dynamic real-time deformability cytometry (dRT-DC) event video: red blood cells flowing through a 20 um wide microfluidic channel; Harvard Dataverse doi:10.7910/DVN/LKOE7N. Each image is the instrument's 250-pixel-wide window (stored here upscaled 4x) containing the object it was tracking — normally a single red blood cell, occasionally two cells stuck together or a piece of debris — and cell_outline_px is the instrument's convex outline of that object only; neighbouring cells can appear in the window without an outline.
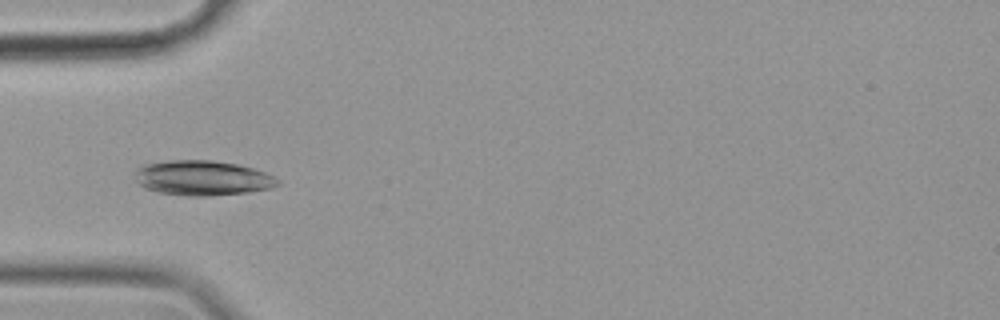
{"species": "common noctule bat (a hibernating species)", "species_latin": "Nyctalus noctula", "temperature_condition": "cold", "stored_images_in_passage": 21, "camera_frame_rate_fps": 3000, "um_per_image_px": 0.085, "animal": {"sex": "female", "body_mass_g": 19.9}, "frame": {"image": 1, "passage_image": 4, "time_ms": 1.0, "image_size_px": [1000, 320], "cell_outline_px": [[280, 184], [272, 188], [248, 192], [212, 196], [184, 196], [160, 192], [144, 188], [136, 180], [136, 168], [140, 164], [168, 160], [212, 160], [240, 164], [264, 172], [280, 180]], "centroid_in_image_um": [17.2, 15.12], "position_along_channel_um": 67.8, "area_um2": 29.36}}
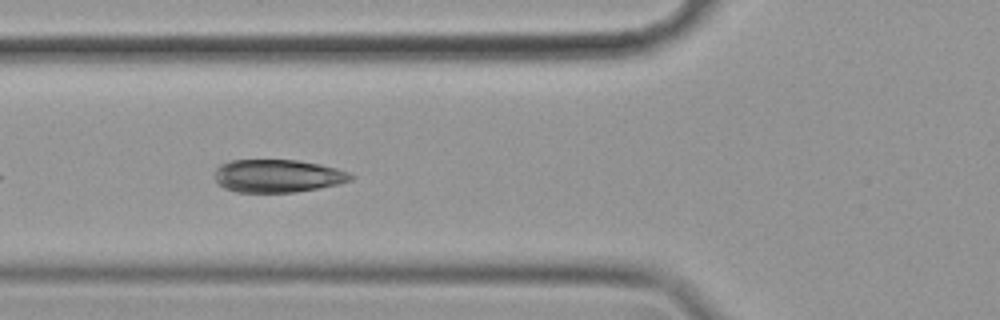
{"frame": {"image": 2, "passage_image": 7, "time_ms": 2.0, "image_size_px": [1000, 320], "cell_outline_px": [[356, 176], [352, 180], [340, 184], [296, 192], [236, 192], [224, 188], [212, 176], [216, 168], [220, 164], [232, 160], [296, 160], [320, 164], [336, 168], [348, 172]], "centroid_in_image_um": [23.6, 14.95], "position_along_channel_um": 102.2, "area_um2": 26.3}}
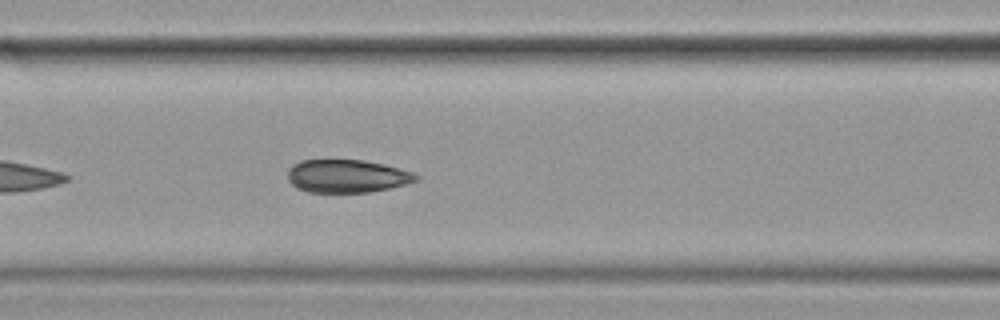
{"frame": {"image": 3, "passage_image": 10, "time_ms": 3.0, "image_size_px": [1000, 320], "cell_outline_px": [[420, 176], [416, 180], [404, 184], [388, 188], [368, 192], [308, 192], [296, 188], [288, 180], [288, 168], [292, 164], [300, 160], [364, 160], [384, 164], [400, 168], [412, 172]], "centroid_in_image_um": [29.45, 14.96], "position_along_channel_um": 137.1, "area_um2": 24.68}}